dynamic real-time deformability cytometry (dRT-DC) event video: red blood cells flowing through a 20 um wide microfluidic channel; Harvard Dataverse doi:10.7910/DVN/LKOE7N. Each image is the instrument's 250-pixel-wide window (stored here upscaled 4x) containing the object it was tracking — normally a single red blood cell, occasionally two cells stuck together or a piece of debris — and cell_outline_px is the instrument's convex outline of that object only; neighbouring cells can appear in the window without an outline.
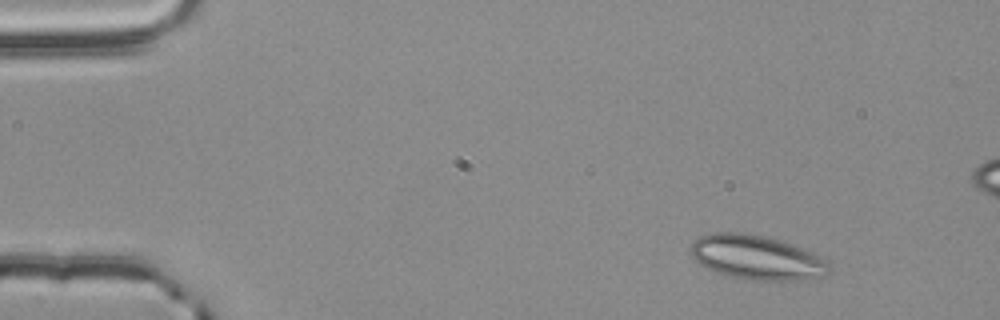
{"species": "common noctule bat (a hibernating species)", "species_latin": "Nyctalus noctula", "temperature_condition": "room temperature", "stored_images_in_passage": 56, "segment_of_instrument_passage": [1, 2], "camera_frame_rate_fps": 3000, "um_per_image_px": 0.085, "animal": {"sex": "male", "body_mass_g": 20.4}, "frame": {"image": 1, "passage_image": 6, "time_ms": 1.667, "image_size_px": [1000, 320], "cell_outline_px": [[832, 264], [824, 276], [800, 280], [752, 280], [732, 276], [716, 272], [700, 264], [688, 252], [688, 248], [700, 236], [712, 232], [740, 232], [764, 236], [824, 256]], "centroid_in_image_um": [64.32, 21.88], "position_along_channel_um": 20.7, "area_um2": 35.66}}
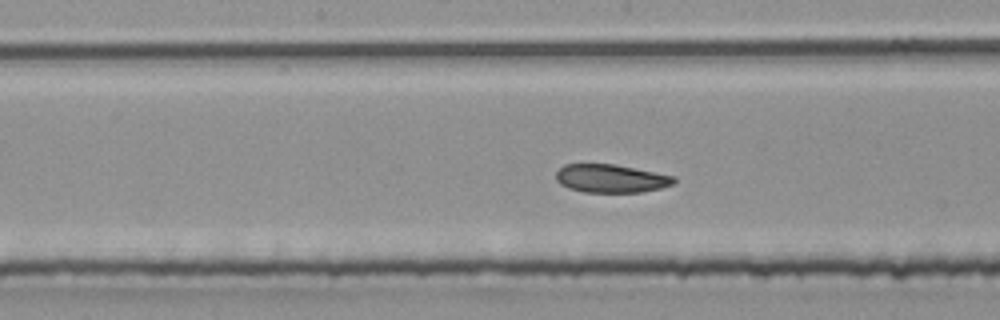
{"frame": {"image": 2, "passage_image": 28, "time_ms": 9.0, "image_size_px": [1000, 320], "cell_outline_px": [[676, 180], [672, 184], [660, 188], [640, 192], [584, 192], [568, 188], [560, 184], [556, 180], [556, 172], [564, 164], [612, 164], [676, 176]], "centroid_in_image_um": [51.91, 15.17], "position_along_channel_um": 196.3, "area_um2": 19.31}}
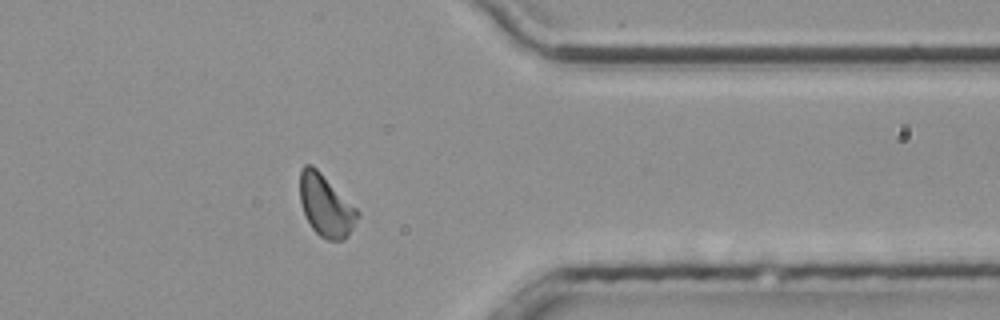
{"frame": {"image": 3, "passage_image": 44, "time_ms": 14.333, "image_size_px": [1000, 320], "cell_outline_px": [[360, 216], [348, 236], [344, 240], [328, 240], [320, 236], [312, 228], [304, 212], [300, 200], [300, 172], [304, 164], [312, 164], [360, 212]], "centroid_in_image_um": [27.7, 17.49], "position_along_channel_um": 383.7, "area_um2": 20.52}}